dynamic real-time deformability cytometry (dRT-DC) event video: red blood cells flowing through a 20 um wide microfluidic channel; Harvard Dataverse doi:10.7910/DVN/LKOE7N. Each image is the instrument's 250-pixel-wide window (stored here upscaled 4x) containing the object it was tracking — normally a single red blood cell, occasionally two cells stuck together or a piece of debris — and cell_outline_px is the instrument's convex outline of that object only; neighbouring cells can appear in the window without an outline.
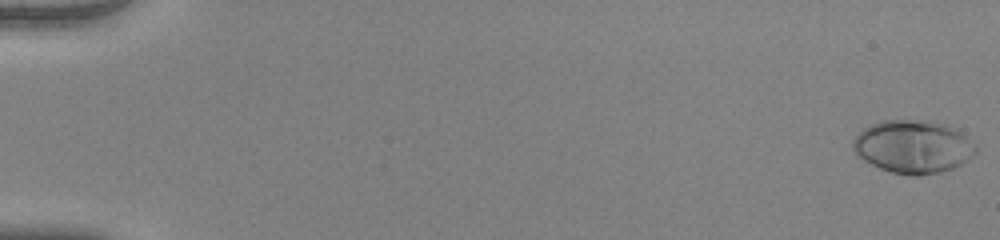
{"species": "human", "species_latin": "Homo sapiens", "temperature_condition": "warm", "stored_images_in_passage": 54, "camera_frame_rate_fps": 3000, "um_per_image_px": 0.085, "donor": {"sex": "female"}, "frame": {"image": 1, "passage_image": 1, "time_ms": 0.0, "image_size_px": [1000, 240], "cell_outline_px": [[976, 152], [972, 156], [960, 164], [952, 168], [940, 172], [920, 176], [912, 176], [892, 172], [880, 168], [864, 160], [852, 148], [852, 140], [864, 128], [880, 120], [932, 120], [948, 124], [960, 128], [976, 148]], "centroid_in_image_um": [77.63, 12.44], "position_along_channel_um": 7.4, "area_um2": 38.15}}
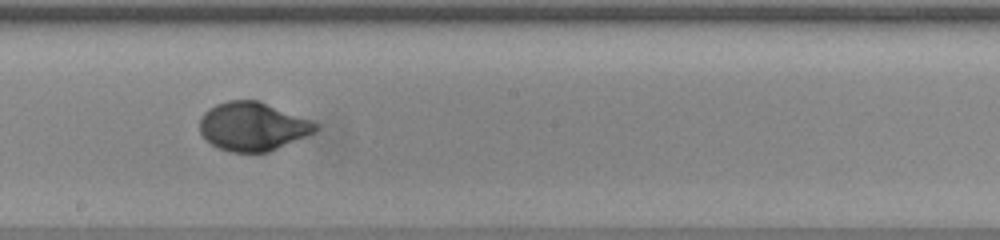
{"frame": {"image": 2, "passage_image": 32, "time_ms": 10.333, "image_size_px": [1000, 240], "cell_outline_px": [[320, 128], [316, 132], [268, 152], [232, 152], [216, 148], [200, 132], [200, 116], [208, 108], [216, 104], [228, 100], [260, 100], [312, 120], [320, 124]], "centroid_in_image_um": [21.51, 10.73], "position_along_channel_um": 226.7, "area_um2": 33.12}}
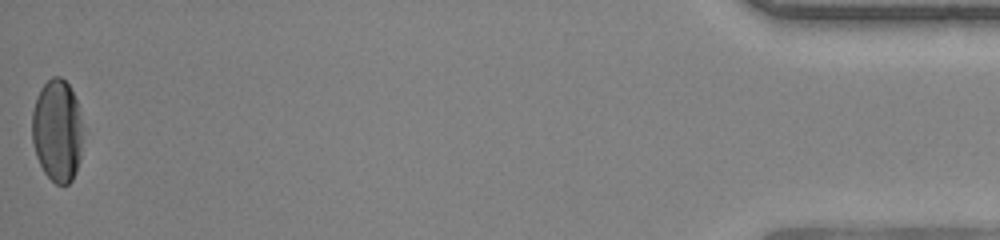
{"frame": {"image": 3, "passage_image": 54, "time_ms": 17.667, "image_size_px": [1000, 240], "cell_outline_px": [[80, 160], [76, 172], [72, 180], [68, 184], [56, 184], [44, 172], [36, 156], [32, 140], [32, 112], [36, 96], [40, 88], [52, 76], [60, 76], [68, 84], [76, 100], [80, 120]], "centroid_in_image_um": [4.82, 11.1], "position_along_channel_um": 430.4, "area_um2": 30.0}, "authors_computed_cell_mechanics": {"area_um2": 32.946, "velocity_mm_per_s": 3.9465, "shape_relaxation_time_tau1_ms": 3.5809, "shape_relaxation_time_tau2_ms": null, "deformation_change_tau1": 0.2216, "deformation_change_tau2": null}}